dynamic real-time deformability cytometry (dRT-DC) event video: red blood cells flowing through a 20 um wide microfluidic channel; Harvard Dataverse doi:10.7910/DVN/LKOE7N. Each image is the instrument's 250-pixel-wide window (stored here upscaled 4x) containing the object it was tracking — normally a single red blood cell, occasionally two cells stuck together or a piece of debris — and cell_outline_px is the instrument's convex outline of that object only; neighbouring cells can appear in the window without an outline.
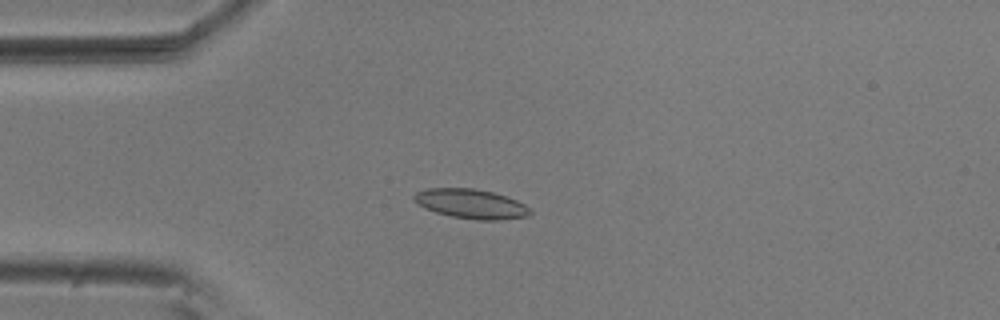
{"species": "common noctule bat (a hibernating species)", "species_latin": "Nyctalus noctula", "temperature_condition": "room temperature", "stored_images_in_passage": 53, "camera_frame_rate_fps": 3000, "um_per_image_px": 0.085, "animal": {"sex": "male", "body_mass_g": 20.5, "forearm_length_mm": 52.5}, "frame": {"image": 1, "passage_image": 13, "time_ms": 4.0, "image_size_px": [1000, 320], "cell_outline_px": [[532, 212], [528, 216], [500, 220], [476, 220], [452, 216], [436, 212], [424, 208], [412, 196], [416, 192], [428, 188], [472, 188], [492, 192], [516, 200], [524, 204]], "centroid_in_image_um": [40.04, 17.33], "position_along_channel_um": 45.0, "area_um2": 19.71}}
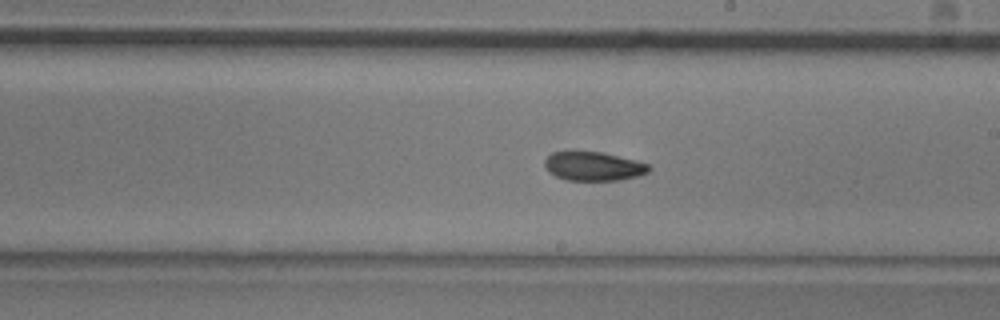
{"frame": {"image": 2, "passage_image": 30, "time_ms": 9.667, "image_size_px": [1000, 320], "cell_outline_px": [[652, 168], [648, 172], [636, 176], [620, 180], [564, 180], [548, 172], [544, 164], [544, 160], [552, 152], [600, 152], [648, 164]], "centroid_in_image_um": [50.4, 14.15], "position_along_channel_um": 238.6, "area_um2": 17.28}}
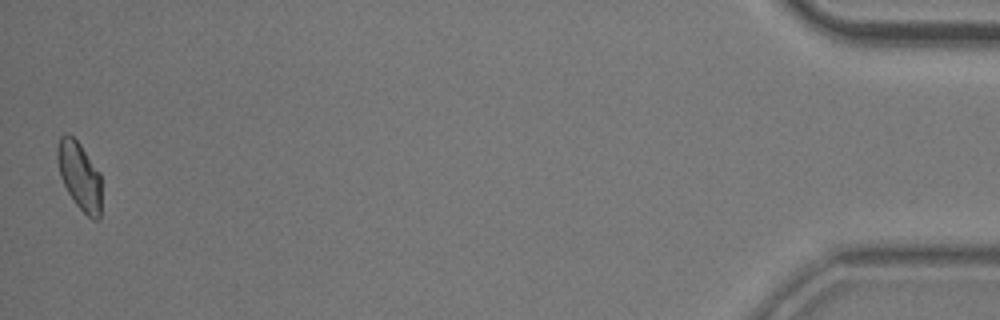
{"frame": {"image": 3, "passage_image": 53, "time_ms": 17.333, "image_size_px": [1000, 320], "cell_outline_px": [[100, 220], [92, 220], [76, 204], [68, 192], [60, 176], [56, 156], [56, 148], [60, 136], [64, 132], [68, 132], [80, 144], [100, 172]], "centroid_in_image_um": [6.74, 14.91], "position_along_channel_um": 428.5, "area_um2": 17.51}, "authors_computed_cell_mechanics": {"area_um2": 18.3804, "velocity_mm_per_s": 3.7025, "shape_relaxation_time_tau1_ms": null, "shape_relaxation_time_tau2_ms": 4.4703, "deformation_change_tau1": null, "deformation_change_tau2": 0.0728}}